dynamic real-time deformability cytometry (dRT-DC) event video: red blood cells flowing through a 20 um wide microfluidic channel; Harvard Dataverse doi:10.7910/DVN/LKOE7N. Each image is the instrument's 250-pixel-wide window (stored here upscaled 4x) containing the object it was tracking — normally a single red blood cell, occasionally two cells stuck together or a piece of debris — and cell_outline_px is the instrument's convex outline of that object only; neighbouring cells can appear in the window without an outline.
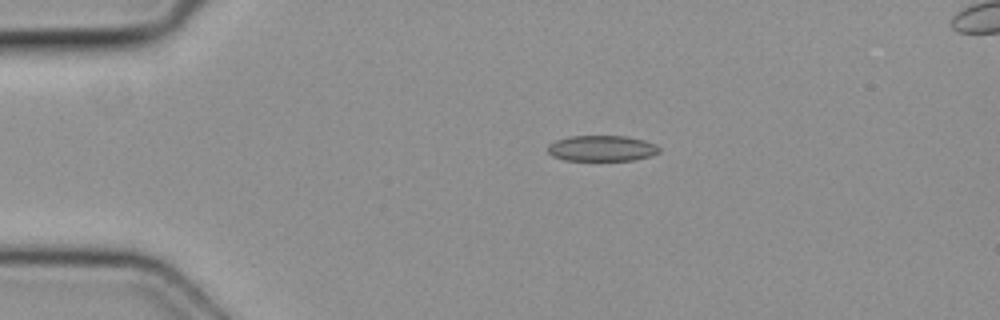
{"species": "common noctule bat (a hibernating species)", "species_latin": "Nyctalus noctula", "temperature_condition": "cold", "stored_images_in_passage": 4, "camera_frame_rate_fps": 3000, "um_per_image_px": 0.085, "animal": {"sex": "female", "body_mass_g": 19.3, "forearm_length_mm": 54.1}, "frame": {"image": 1, "passage_image": 2, "time_ms": 0.333, "image_size_px": [1000, 320], "cell_outline_px": [[660, 152], [648, 156], [632, 160], [564, 160], [552, 156], [548, 152], [548, 144], [556, 140], [568, 136], [628, 136], [644, 140], [656, 144], [660, 148]], "centroid_in_image_um": [51.14, 12.6], "position_along_channel_um": 33.9, "area_um2": 16.76}}